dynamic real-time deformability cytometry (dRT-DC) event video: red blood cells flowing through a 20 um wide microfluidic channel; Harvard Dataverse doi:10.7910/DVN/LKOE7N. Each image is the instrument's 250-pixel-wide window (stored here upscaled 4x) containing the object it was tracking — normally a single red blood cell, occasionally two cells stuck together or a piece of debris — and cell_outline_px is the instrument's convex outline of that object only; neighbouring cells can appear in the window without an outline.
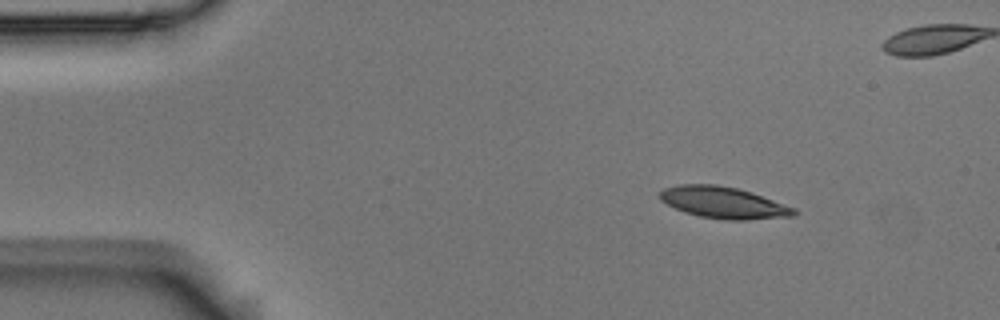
{"species": "Egyptian fruit bat (a non-hibernating species)", "species_latin": "Rousettus aegyptiacus", "temperature_condition": "room temperature", "stored_images_in_passage": 4, "camera_frame_rate_fps": 3000, "um_per_image_px": 0.085, "animal": {"sex": "male"}, "frame": {"image": 1, "passage_image": 1, "time_ms": 0.0, "image_size_px": [1000, 320], "cell_outline_px": [[796, 212], [792, 216], [744, 220], [724, 220], [700, 216], [684, 212], [660, 200], [660, 192], [664, 188], [680, 184], [716, 184], [736, 188], [752, 192], [796, 208]], "centroid_in_image_um": [61.49, 17.22], "position_along_channel_um": 23.5, "area_um2": 24.57}}